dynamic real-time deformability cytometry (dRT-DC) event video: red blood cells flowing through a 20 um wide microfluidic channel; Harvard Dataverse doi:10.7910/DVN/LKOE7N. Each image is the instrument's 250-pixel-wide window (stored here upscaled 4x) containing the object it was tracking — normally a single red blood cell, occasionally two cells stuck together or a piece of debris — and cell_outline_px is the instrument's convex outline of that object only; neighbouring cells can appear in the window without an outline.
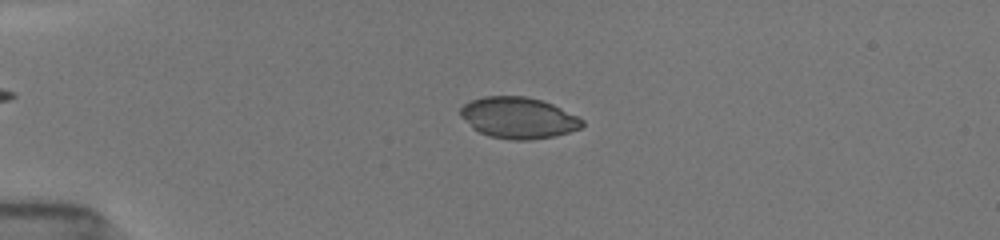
{"species": "common noctule bat (a hibernating species)", "species_latin": "Nyctalus noctula", "temperature_condition": "room temperature", "stored_images_in_passage": 52, "camera_frame_rate_fps": 3000, "um_per_image_px": 0.085, "animal": {"sex": "female", "body_mass_g": 19.5, "forearm_length_mm": 54.1}, "frame": {"image": 1, "passage_image": 13, "time_ms": 4.0, "image_size_px": [1000, 240], "cell_outline_px": [[584, 124], [580, 128], [556, 136], [532, 140], [512, 140], [488, 136], [472, 128], [460, 116], [460, 108], [464, 104], [472, 100], [484, 96], [524, 96], [540, 100], [552, 104], [584, 120]], "centroid_in_image_um": [44.04, 10.02], "position_along_channel_um": 41.0, "area_um2": 29.19}}
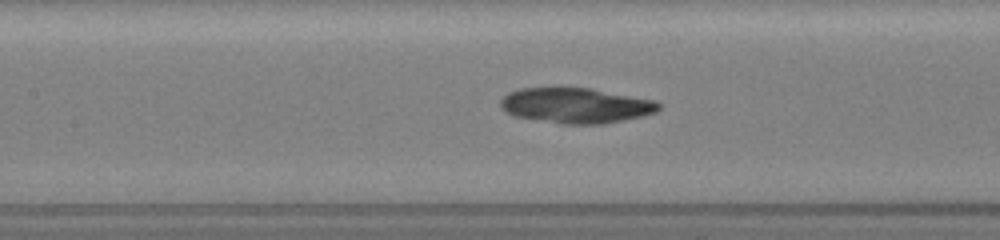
{"frame": {"image": 2, "passage_image": 25, "time_ms": 8.0, "image_size_px": [1000, 240], "cell_outline_px": [[660, 108], [656, 112], [644, 116], [604, 124], [560, 124], [512, 116], [504, 112], [500, 108], [500, 100], [508, 92], [520, 88], [560, 84], [592, 88], [656, 100], [660, 104]], "centroid_in_image_um": [48.89, 8.92], "position_along_channel_um": 158.5, "area_um2": 34.04}}
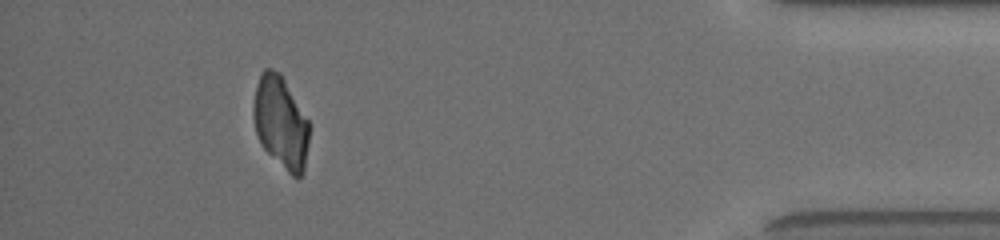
{"frame": {"image": 3, "passage_image": 48, "time_ms": 15.667, "image_size_px": [1000, 240], "cell_outline_px": [[308, 144], [304, 172], [300, 176], [292, 176], [264, 148], [256, 132], [252, 116], [252, 104], [256, 84], [260, 72], [264, 68], [272, 68], [280, 72], [308, 120]], "centroid_in_image_um": [23.83, 10.35], "position_along_channel_um": 411.4, "area_um2": 29.82}}